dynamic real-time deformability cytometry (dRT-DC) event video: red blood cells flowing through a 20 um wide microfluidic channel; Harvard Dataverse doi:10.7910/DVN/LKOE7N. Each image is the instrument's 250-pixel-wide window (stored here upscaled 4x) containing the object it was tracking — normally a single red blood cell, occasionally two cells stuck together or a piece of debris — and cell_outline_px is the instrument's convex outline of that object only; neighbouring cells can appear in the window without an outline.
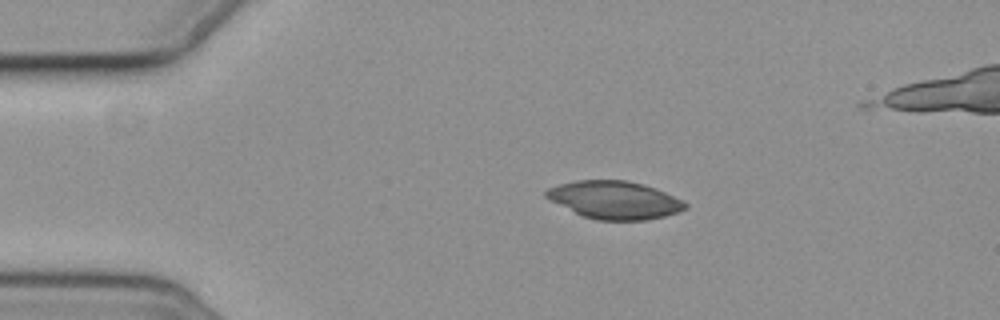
{"species": "common noctule bat (a hibernating species)", "species_latin": "Nyctalus noctula", "temperature_condition": "cold", "stored_images_in_passage": 5, "camera_frame_rate_fps": 3000, "um_per_image_px": 0.085, "animal": {"sex": "female", "body_mass_g": 19.3, "forearm_length_mm": 54.1}, "frame": {"image": 1, "passage_image": 3, "time_ms": 2.333, "image_size_px": [1000, 320], "cell_outline_px": [[688, 208], [664, 216], [644, 220], [596, 220], [580, 216], [544, 196], [544, 192], [548, 188], [560, 184], [576, 180], [628, 180], [644, 184], [656, 188], [684, 200], [688, 204]], "centroid_in_image_um": [52.25, 16.99], "position_along_channel_um": 32.8, "area_um2": 30.81}}